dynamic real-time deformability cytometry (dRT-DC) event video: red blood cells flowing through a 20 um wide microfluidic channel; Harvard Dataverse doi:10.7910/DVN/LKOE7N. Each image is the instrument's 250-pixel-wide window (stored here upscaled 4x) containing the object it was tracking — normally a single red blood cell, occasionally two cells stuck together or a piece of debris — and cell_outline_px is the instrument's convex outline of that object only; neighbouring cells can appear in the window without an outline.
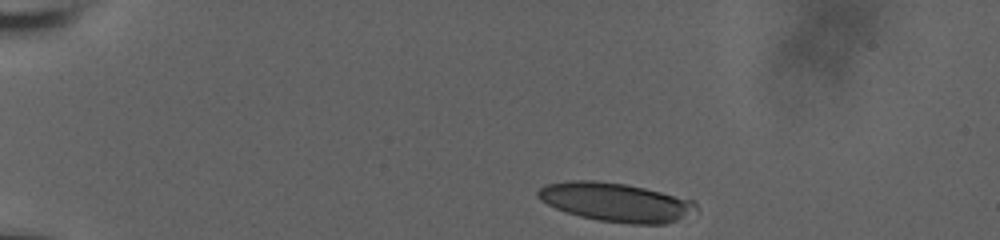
{"species": "human", "species_latin": "Homo sapiens", "temperature_condition": "room temperature", "stored_images_in_passage": 13, "camera_frame_rate_fps": 3000, "um_per_image_px": 0.085, "donor": {"sex": "male"}, "frame": {"image": 1, "passage_image": 1, "time_ms": 0.0, "image_size_px": [1000, 240], "cell_outline_px": [[696, 208], [676, 220], [664, 224], [632, 224], [600, 220], [580, 216], [556, 208], [540, 200], [536, 196], [536, 192], [544, 184], [568, 180], [596, 180], [624, 184], [644, 188], [692, 200], [696, 204]], "centroid_in_image_um": [52.25, 17.16], "position_along_channel_um": 32.7, "area_um2": 35.2}}